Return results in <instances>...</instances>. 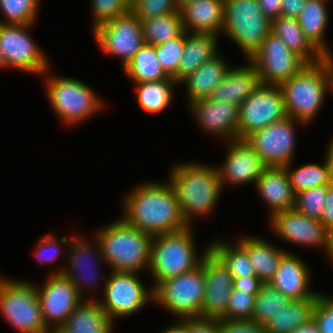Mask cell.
Wrapping results in <instances>:
<instances>
[{"instance_id": "obj_1", "label": "cell", "mask_w": 333, "mask_h": 333, "mask_svg": "<svg viewBox=\"0 0 333 333\" xmlns=\"http://www.w3.org/2000/svg\"><path fill=\"white\" fill-rule=\"evenodd\" d=\"M123 219L134 228L152 237L185 229L178 198L169 182L145 183L125 197Z\"/></svg>"}, {"instance_id": "obj_2", "label": "cell", "mask_w": 333, "mask_h": 333, "mask_svg": "<svg viewBox=\"0 0 333 333\" xmlns=\"http://www.w3.org/2000/svg\"><path fill=\"white\" fill-rule=\"evenodd\" d=\"M171 183L179 202L180 212L191 226L192 217L210 213L222 190L217 167L179 164L171 170Z\"/></svg>"}, {"instance_id": "obj_3", "label": "cell", "mask_w": 333, "mask_h": 333, "mask_svg": "<svg viewBox=\"0 0 333 333\" xmlns=\"http://www.w3.org/2000/svg\"><path fill=\"white\" fill-rule=\"evenodd\" d=\"M98 253L113 271L138 273L150 263L152 236L123 218L97 232Z\"/></svg>"}, {"instance_id": "obj_4", "label": "cell", "mask_w": 333, "mask_h": 333, "mask_svg": "<svg viewBox=\"0 0 333 333\" xmlns=\"http://www.w3.org/2000/svg\"><path fill=\"white\" fill-rule=\"evenodd\" d=\"M279 87L287 116L298 120V123L308 124L324 102L325 93L333 90L331 65L326 58L308 64Z\"/></svg>"}, {"instance_id": "obj_5", "label": "cell", "mask_w": 333, "mask_h": 333, "mask_svg": "<svg viewBox=\"0 0 333 333\" xmlns=\"http://www.w3.org/2000/svg\"><path fill=\"white\" fill-rule=\"evenodd\" d=\"M191 231L190 226H187L176 232L152 237L149 270L155 284L190 272L200 265L203 256L209 251V246L198 259Z\"/></svg>"}, {"instance_id": "obj_6", "label": "cell", "mask_w": 333, "mask_h": 333, "mask_svg": "<svg viewBox=\"0 0 333 333\" xmlns=\"http://www.w3.org/2000/svg\"><path fill=\"white\" fill-rule=\"evenodd\" d=\"M223 31L250 60L271 33V21L262 13L258 0H224Z\"/></svg>"}, {"instance_id": "obj_7", "label": "cell", "mask_w": 333, "mask_h": 333, "mask_svg": "<svg viewBox=\"0 0 333 333\" xmlns=\"http://www.w3.org/2000/svg\"><path fill=\"white\" fill-rule=\"evenodd\" d=\"M153 299L180 319L201 317L205 295L203 269L194 270L154 284Z\"/></svg>"}, {"instance_id": "obj_8", "label": "cell", "mask_w": 333, "mask_h": 333, "mask_svg": "<svg viewBox=\"0 0 333 333\" xmlns=\"http://www.w3.org/2000/svg\"><path fill=\"white\" fill-rule=\"evenodd\" d=\"M0 309L21 333H45L37 287L28 282L0 279Z\"/></svg>"}, {"instance_id": "obj_9", "label": "cell", "mask_w": 333, "mask_h": 333, "mask_svg": "<svg viewBox=\"0 0 333 333\" xmlns=\"http://www.w3.org/2000/svg\"><path fill=\"white\" fill-rule=\"evenodd\" d=\"M46 82L52 108L67 124L83 121L102 107L95 92L79 80L53 76Z\"/></svg>"}, {"instance_id": "obj_10", "label": "cell", "mask_w": 333, "mask_h": 333, "mask_svg": "<svg viewBox=\"0 0 333 333\" xmlns=\"http://www.w3.org/2000/svg\"><path fill=\"white\" fill-rule=\"evenodd\" d=\"M287 117L279 86L261 84L239 105L238 139H246L255 131Z\"/></svg>"}, {"instance_id": "obj_11", "label": "cell", "mask_w": 333, "mask_h": 333, "mask_svg": "<svg viewBox=\"0 0 333 333\" xmlns=\"http://www.w3.org/2000/svg\"><path fill=\"white\" fill-rule=\"evenodd\" d=\"M257 69L261 83L280 86L299 73L308 63L270 33L249 60Z\"/></svg>"}, {"instance_id": "obj_12", "label": "cell", "mask_w": 333, "mask_h": 333, "mask_svg": "<svg viewBox=\"0 0 333 333\" xmlns=\"http://www.w3.org/2000/svg\"><path fill=\"white\" fill-rule=\"evenodd\" d=\"M137 273L113 271L105 279L103 302L100 306L113 321L114 317H125L137 312L149 299L153 300V289L150 292L137 278Z\"/></svg>"}, {"instance_id": "obj_13", "label": "cell", "mask_w": 333, "mask_h": 333, "mask_svg": "<svg viewBox=\"0 0 333 333\" xmlns=\"http://www.w3.org/2000/svg\"><path fill=\"white\" fill-rule=\"evenodd\" d=\"M100 49L122 58L125 67L144 45L141 21L130 11L93 30Z\"/></svg>"}, {"instance_id": "obj_14", "label": "cell", "mask_w": 333, "mask_h": 333, "mask_svg": "<svg viewBox=\"0 0 333 333\" xmlns=\"http://www.w3.org/2000/svg\"><path fill=\"white\" fill-rule=\"evenodd\" d=\"M295 121L298 120L287 116L253 132L245 139L266 167H285L291 163L295 146Z\"/></svg>"}, {"instance_id": "obj_15", "label": "cell", "mask_w": 333, "mask_h": 333, "mask_svg": "<svg viewBox=\"0 0 333 333\" xmlns=\"http://www.w3.org/2000/svg\"><path fill=\"white\" fill-rule=\"evenodd\" d=\"M31 24L0 23V48L4 53L7 67H16L30 73L48 71V61L26 32Z\"/></svg>"}, {"instance_id": "obj_16", "label": "cell", "mask_w": 333, "mask_h": 333, "mask_svg": "<svg viewBox=\"0 0 333 333\" xmlns=\"http://www.w3.org/2000/svg\"><path fill=\"white\" fill-rule=\"evenodd\" d=\"M38 299L45 325L62 327L69 315L80 305L82 296L74 283L62 274H51L43 288H37ZM51 323V324H50Z\"/></svg>"}, {"instance_id": "obj_17", "label": "cell", "mask_w": 333, "mask_h": 333, "mask_svg": "<svg viewBox=\"0 0 333 333\" xmlns=\"http://www.w3.org/2000/svg\"><path fill=\"white\" fill-rule=\"evenodd\" d=\"M200 266L205 279L201 317L219 320L226 313L234 278L210 250L203 256Z\"/></svg>"}, {"instance_id": "obj_18", "label": "cell", "mask_w": 333, "mask_h": 333, "mask_svg": "<svg viewBox=\"0 0 333 333\" xmlns=\"http://www.w3.org/2000/svg\"><path fill=\"white\" fill-rule=\"evenodd\" d=\"M270 217L274 232L283 241L302 246H324L328 251L329 231L319 220L309 218L294 208L276 212Z\"/></svg>"}, {"instance_id": "obj_19", "label": "cell", "mask_w": 333, "mask_h": 333, "mask_svg": "<svg viewBox=\"0 0 333 333\" xmlns=\"http://www.w3.org/2000/svg\"><path fill=\"white\" fill-rule=\"evenodd\" d=\"M226 160L223 168H217L221 185L226 182L244 184L257 181L266 168L260 156L245 139L229 141Z\"/></svg>"}, {"instance_id": "obj_20", "label": "cell", "mask_w": 333, "mask_h": 333, "mask_svg": "<svg viewBox=\"0 0 333 333\" xmlns=\"http://www.w3.org/2000/svg\"><path fill=\"white\" fill-rule=\"evenodd\" d=\"M190 106L205 131L229 141L238 139L239 106L211 98L197 100Z\"/></svg>"}, {"instance_id": "obj_21", "label": "cell", "mask_w": 333, "mask_h": 333, "mask_svg": "<svg viewBox=\"0 0 333 333\" xmlns=\"http://www.w3.org/2000/svg\"><path fill=\"white\" fill-rule=\"evenodd\" d=\"M309 275L308 267L298 257L287 252L269 283L291 300H304L319 294L308 290Z\"/></svg>"}, {"instance_id": "obj_22", "label": "cell", "mask_w": 333, "mask_h": 333, "mask_svg": "<svg viewBox=\"0 0 333 333\" xmlns=\"http://www.w3.org/2000/svg\"><path fill=\"white\" fill-rule=\"evenodd\" d=\"M261 84L258 71L250 62L244 67L229 68L210 98L239 106Z\"/></svg>"}, {"instance_id": "obj_23", "label": "cell", "mask_w": 333, "mask_h": 333, "mask_svg": "<svg viewBox=\"0 0 333 333\" xmlns=\"http://www.w3.org/2000/svg\"><path fill=\"white\" fill-rule=\"evenodd\" d=\"M256 187L271 208V215L294 208L296 194L285 167H266L258 177Z\"/></svg>"}, {"instance_id": "obj_24", "label": "cell", "mask_w": 333, "mask_h": 333, "mask_svg": "<svg viewBox=\"0 0 333 333\" xmlns=\"http://www.w3.org/2000/svg\"><path fill=\"white\" fill-rule=\"evenodd\" d=\"M183 28L194 33L222 32L224 24V0H200L184 6L181 10ZM220 31V32H219Z\"/></svg>"}, {"instance_id": "obj_25", "label": "cell", "mask_w": 333, "mask_h": 333, "mask_svg": "<svg viewBox=\"0 0 333 333\" xmlns=\"http://www.w3.org/2000/svg\"><path fill=\"white\" fill-rule=\"evenodd\" d=\"M181 61L177 74L173 77L176 83H182L190 74L194 73L201 65L217 55V35L210 33H192L187 35Z\"/></svg>"}, {"instance_id": "obj_26", "label": "cell", "mask_w": 333, "mask_h": 333, "mask_svg": "<svg viewBox=\"0 0 333 333\" xmlns=\"http://www.w3.org/2000/svg\"><path fill=\"white\" fill-rule=\"evenodd\" d=\"M271 33L308 64L318 63L326 58L304 35L297 18L280 15L271 21Z\"/></svg>"}, {"instance_id": "obj_27", "label": "cell", "mask_w": 333, "mask_h": 333, "mask_svg": "<svg viewBox=\"0 0 333 333\" xmlns=\"http://www.w3.org/2000/svg\"><path fill=\"white\" fill-rule=\"evenodd\" d=\"M228 69L224 59L217 54L185 78L182 82L186 83L189 102L210 98Z\"/></svg>"}, {"instance_id": "obj_28", "label": "cell", "mask_w": 333, "mask_h": 333, "mask_svg": "<svg viewBox=\"0 0 333 333\" xmlns=\"http://www.w3.org/2000/svg\"><path fill=\"white\" fill-rule=\"evenodd\" d=\"M112 324L99 300L95 299L81 302L61 328L66 333H111Z\"/></svg>"}, {"instance_id": "obj_29", "label": "cell", "mask_w": 333, "mask_h": 333, "mask_svg": "<svg viewBox=\"0 0 333 333\" xmlns=\"http://www.w3.org/2000/svg\"><path fill=\"white\" fill-rule=\"evenodd\" d=\"M246 251L256 276L269 283L279 266L281 258L287 253L258 237H243L238 242Z\"/></svg>"}, {"instance_id": "obj_30", "label": "cell", "mask_w": 333, "mask_h": 333, "mask_svg": "<svg viewBox=\"0 0 333 333\" xmlns=\"http://www.w3.org/2000/svg\"><path fill=\"white\" fill-rule=\"evenodd\" d=\"M317 296L304 300H291L286 307L265 322L267 333H291L313 318Z\"/></svg>"}, {"instance_id": "obj_31", "label": "cell", "mask_w": 333, "mask_h": 333, "mask_svg": "<svg viewBox=\"0 0 333 333\" xmlns=\"http://www.w3.org/2000/svg\"><path fill=\"white\" fill-rule=\"evenodd\" d=\"M325 2L326 0H306L297 20L304 35L326 57L331 51L323 40L328 20Z\"/></svg>"}, {"instance_id": "obj_32", "label": "cell", "mask_w": 333, "mask_h": 333, "mask_svg": "<svg viewBox=\"0 0 333 333\" xmlns=\"http://www.w3.org/2000/svg\"><path fill=\"white\" fill-rule=\"evenodd\" d=\"M123 69L135 84L163 81L170 78L158 61L156 46L145 43Z\"/></svg>"}, {"instance_id": "obj_33", "label": "cell", "mask_w": 333, "mask_h": 333, "mask_svg": "<svg viewBox=\"0 0 333 333\" xmlns=\"http://www.w3.org/2000/svg\"><path fill=\"white\" fill-rule=\"evenodd\" d=\"M145 44L160 45L184 32L181 12H171L141 21Z\"/></svg>"}, {"instance_id": "obj_34", "label": "cell", "mask_w": 333, "mask_h": 333, "mask_svg": "<svg viewBox=\"0 0 333 333\" xmlns=\"http://www.w3.org/2000/svg\"><path fill=\"white\" fill-rule=\"evenodd\" d=\"M78 238L79 237H77L76 239H73L74 241L71 246V248H72V250H71L72 255H70L71 256L70 257V260H71L70 261V264H71L70 271L71 272L68 270L67 271L59 270L58 272L57 271L53 272V274H62L64 276L68 277L74 283L78 294L81 296V294H82L81 291H83L82 284L86 285L88 287L90 286L89 288L92 289L93 284L95 285V283L97 282L99 277H98V274L97 273L95 274L94 272H91V274L89 273V275H87V276H86L87 273L85 275L83 274V272L86 271V268H84V267L87 265L89 266L90 263L93 264V259H95V258L92 255V254H94L93 250H91V247L88 246L89 244L84 242L83 239H81V238L78 239ZM90 266H92V265H90ZM88 268L90 269V267H88ZM73 270H75L74 273L72 272ZM77 270H78V272L76 274ZM81 273L83 274V276Z\"/></svg>"}, {"instance_id": "obj_35", "label": "cell", "mask_w": 333, "mask_h": 333, "mask_svg": "<svg viewBox=\"0 0 333 333\" xmlns=\"http://www.w3.org/2000/svg\"><path fill=\"white\" fill-rule=\"evenodd\" d=\"M232 246L217 240L209 245V250L225 265L233 278L256 276L247 251L239 243Z\"/></svg>"}, {"instance_id": "obj_36", "label": "cell", "mask_w": 333, "mask_h": 333, "mask_svg": "<svg viewBox=\"0 0 333 333\" xmlns=\"http://www.w3.org/2000/svg\"><path fill=\"white\" fill-rule=\"evenodd\" d=\"M173 84H177L173 78L138 83L136 91L139 105L147 112H161L172 102Z\"/></svg>"}, {"instance_id": "obj_37", "label": "cell", "mask_w": 333, "mask_h": 333, "mask_svg": "<svg viewBox=\"0 0 333 333\" xmlns=\"http://www.w3.org/2000/svg\"><path fill=\"white\" fill-rule=\"evenodd\" d=\"M291 299L272 286L263 283L260 291L255 296L252 321L265 324L271 316L279 312L289 304Z\"/></svg>"}, {"instance_id": "obj_38", "label": "cell", "mask_w": 333, "mask_h": 333, "mask_svg": "<svg viewBox=\"0 0 333 333\" xmlns=\"http://www.w3.org/2000/svg\"><path fill=\"white\" fill-rule=\"evenodd\" d=\"M290 165L291 163L287 164L285 168L287 169L290 183L295 194L303 190L332 184L326 161L323 165L311 163L292 171Z\"/></svg>"}, {"instance_id": "obj_39", "label": "cell", "mask_w": 333, "mask_h": 333, "mask_svg": "<svg viewBox=\"0 0 333 333\" xmlns=\"http://www.w3.org/2000/svg\"><path fill=\"white\" fill-rule=\"evenodd\" d=\"M328 185L303 190L296 194L294 209L305 216L321 221Z\"/></svg>"}, {"instance_id": "obj_40", "label": "cell", "mask_w": 333, "mask_h": 333, "mask_svg": "<svg viewBox=\"0 0 333 333\" xmlns=\"http://www.w3.org/2000/svg\"><path fill=\"white\" fill-rule=\"evenodd\" d=\"M40 0H0L6 21L2 24H33Z\"/></svg>"}, {"instance_id": "obj_41", "label": "cell", "mask_w": 333, "mask_h": 333, "mask_svg": "<svg viewBox=\"0 0 333 333\" xmlns=\"http://www.w3.org/2000/svg\"><path fill=\"white\" fill-rule=\"evenodd\" d=\"M185 41V31L178 37L156 46L158 61L164 72L173 78L181 61Z\"/></svg>"}, {"instance_id": "obj_42", "label": "cell", "mask_w": 333, "mask_h": 333, "mask_svg": "<svg viewBox=\"0 0 333 333\" xmlns=\"http://www.w3.org/2000/svg\"><path fill=\"white\" fill-rule=\"evenodd\" d=\"M130 11L140 20L180 12L178 0H131Z\"/></svg>"}, {"instance_id": "obj_43", "label": "cell", "mask_w": 333, "mask_h": 333, "mask_svg": "<svg viewBox=\"0 0 333 333\" xmlns=\"http://www.w3.org/2000/svg\"><path fill=\"white\" fill-rule=\"evenodd\" d=\"M94 28L130 12L131 0H92Z\"/></svg>"}, {"instance_id": "obj_44", "label": "cell", "mask_w": 333, "mask_h": 333, "mask_svg": "<svg viewBox=\"0 0 333 333\" xmlns=\"http://www.w3.org/2000/svg\"><path fill=\"white\" fill-rule=\"evenodd\" d=\"M256 295L248 291L232 289L226 313L221 319H251Z\"/></svg>"}, {"instance_id": "obj_45", "label": "cell", "mask_w": 333, "mask_h": 333, "mask_svg": "<svg viewBox=\"0 0 333 333\" xmlns=\"http://www.w3.org/2000/svg\"><path fill=\"white\" fill-rule=\"evenodd\" d=\"M313 318L321 333H333V298L320 293L313 309Z\"/></svg>"}, {"instance_id": "obj_46", "label": "cell", "mask_w": 333, "mask_h": 333, "mask_svg": "<svg viewBox=\"0 0 333 333\" xmlns=\"http://www.w3.org/2000/svg\"><path fill=\"white\" fill-rule=\"evenodd\" d=\"M221 333H267L264 324L251 319H219Z\"/></svg>"}, {"instance_id": "obj_47", "label": "cell", "mask_w": 333, "mask_h": 333, "mask_svg": "<svg viewBox=\"0 0 333 333\" xmlns=\"http://www.w3.org/2000/svg\"><path fill=\"white\" fill-rule=\"evenodd\" d=\"M57 241L55 240V236L54 233L52 234H48L46 236H44L43 239H40V242L38 243L37 246V252H36V256L37 259L39 261L46 262L48 263L49 261H53L54 259H56V257L59 256L60 253V246L57 245ZM50 251H52L50 253ZM49 254H47V253ZM46 253V255H44Z\"/></svg>"}, {"instance_id": "obj_48", "label": "cell", "mask_w": 333, "mask_h": 333, "mask_svg": "<svg viewBox=\"0 0 333 333\" xmlns=\"http://www.w3.org/2000/svg\"><path fill=\"white\" fill-rule=\"evenodd\" d=\"M188 333H221L218 320L214 318H188Z\"/></svg>"}, {"instance_id": "obj_49", "label": "cell", "mask_w": 333, "mask_h": 333, "mask_svg": "<svg viewBox=\"0 0 333 333\" xmlns=\"http://www.w3.org/2000/svg\"><path fill=\"white\" fill-rule=\"evenodd\" d=\"M263 282L257 276L234 278L233 289L248 291L251 294H257Z\"/></svg>"}, {"instance_id": "obj_50", "label": "cell", "mask_w": 333, "mask_h": 333, "mask_svg": "<svg viewBox=\"0 0 333 333\" xmlns=\"http://www.w3.org/2000/svg\"><path fill=\"white\" fill-rule=\"evenodd\" d=\"M320 222L329 232L333 230V184L328 185L326 202Z\"/></svg>"}, {"instance_id": "obj_51", "label": "cell", "mask_w": 333, "mask_h": 333, "mask_svg": "<svg viewBox=\"0 0 333 333\" xmlns=\"http://www.w3.org/2000/svg\"><path fill=\"white\" fill-rule=\"evenodd\" d=\"M262 13L270 20L281 15L282 0H258Z\"/></svg>"}, {"instance_id": "obj_52", "label": "cell", "mask_w": 333, "mask_h": 333, "mask_svg": "<svg viewBox=\"0 0 333 333\" xmlns=\"http://www.w3.org/2000/svg\"><path fill=\"white\" fill-rule=\"evenodd\" d=\"M306 0H282L281 15L297 18L305 6Z\"/></svg>"}, {"instance_id": "obj_53", "label": "cell", "mask_w": 333, "mask_h": 333, "mask_svg": "<svg viewBox=\"0 0 333 333\" xmlns=\"http://www.w3.org/2000/svg\"><path fill=\"white\" fill-rule=\"evenodd\" d=\"M291 333H321V332L315 319L311 318L307 323L301 325Z\"/></svg>"}, {"instance_id": "obj_54", "label": "cell", "mask_w": 333, "mask_h": 333, "mask_svg": "<svg viewBox=\"0 0 333 333\" xmlns=\"http://www.w3.org/2000/svg\"><path fill=\"white\" fill-rule=\"evenodd\" d=\"M182 320L180 323H176L175 326L163 330L162 333H188V318Z\"/></svg>"}, {"instance_id": "obj_55", "label": "cell", "mask_w": 333, "mask_h": 333, "mask_svg": "<svg viewBox=\"0 0 333 333\" xmlns=\"http://www.w3.org/2000/svg\"><path fill=\"white\" fill-rule=\"evenodd\" d=\"M326 163H327V166H328V169L330 172V180H331V183L333 184V140L329 144Z\"/></svg>"}, {"instance_id": "obj_56", "label": "cell", "mask_w": 333, "mask_h": 333, "mask_svg": "<svg viewBox=\"0 0 333 333\" xmlns=\"http://www.w3.org/2000/svg\"><path fill=\"white\" fill-rule=\"evenodd\" d=\"M327 252L329 253L328 256H330V259L333 262V230L329 232V246Z\"/></svg>"}, {"instance_id": "obj_57", "label": "cell", "mask_w": 333, "mask_h": 333, "mask_svg": "<svg viewBox=\"0 0 333 333\" xmlns=\"http://www.w3.org/2000/svg\"><path fill=\"white\" fill-rule=\"evenodd\" d=\"M196 1L200 0H178L179 10H181L184 6Z\"/></svg>"}, {"instance_id": "obj_58", "label": "cell", "mask_w": 333, "mask_h": 333, "mask_svg": "<svg viewBox=\"0 0 333 333\" xmlns=\"http://www.w3.org/2000/svg\"><path fill=\"white\" fill-rule=\"evenodd\" d=\"M53 329V330H52ZM45 333H66V331L59 327V328H56L55 326L53 328H48V330L45 332Z\"/></svg>"}, {"instance_id": "obj_59", "label": "cell", "mask_w": 333, "mask_h": 333, "mask_svg": "<svg viewBox=\"0 0 333 333\" xmlns=\"http://www.w3.org/2000/svg\"><path fill=\"white\" fill-rule=\"evenodd\" d=\"M6 67L7 66V62L6 59L4 57V53L2 52L1 48H0V68L2 67Z\"/></svg>"}, {"instance_id": "obj_60", "label": "cell", "mask_w": 333, "mask_h": 333, "mask_svg": "<svg viewBox=\"0 0 333 333\" xmlns=\"http://www.w3.org/2000/svg\"><path fill=\"white\" fill-rule=\"evenodd\" d=\"M326 59L329 61L330 65H331V68H332V71H333V56L329 53L326 56Z\"/></svg>"}]
</instances>
